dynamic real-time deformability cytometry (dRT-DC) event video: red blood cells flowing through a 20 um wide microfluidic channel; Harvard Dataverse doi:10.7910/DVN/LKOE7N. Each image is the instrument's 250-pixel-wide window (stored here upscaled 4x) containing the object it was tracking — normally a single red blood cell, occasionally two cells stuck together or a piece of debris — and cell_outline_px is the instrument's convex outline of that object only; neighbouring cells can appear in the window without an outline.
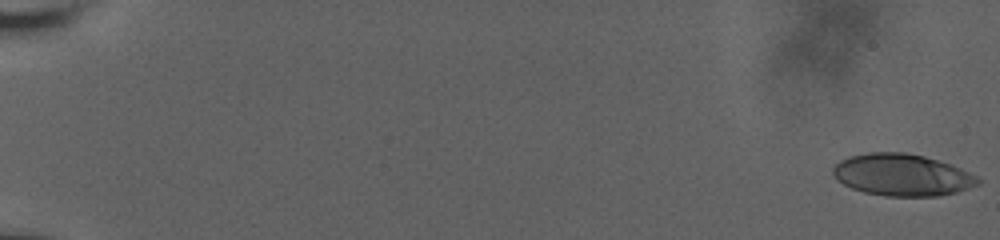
{"species": "human", "species_latin": "Homo sapiens", "temperature_condition": "room temperature", "stored_images_in_passage": 60, "camera_frame_rate_fps": 3000, "um_per_image_px": 0.085, "donor": {"sex": "male"}, "frame": {"image": 1, "passage_image": 1, "time_ms": 0.0, "image_size_px": [1000, 240], "cell_outline_px": [[980, 184], [956, 192], [936, 196], [884, 196], [864, 192], [852, 188], [836, 180], [832, 172], [832, 168], [840, 160], [848, 156], [868, 152], [904, 152], [924, 156], [952, 164], [976, 176], [980, 180]], "centroid_in_image_um": [76.65, 14.86], "position_along_channel_um": 8.3, "area_um2": 35.49}}
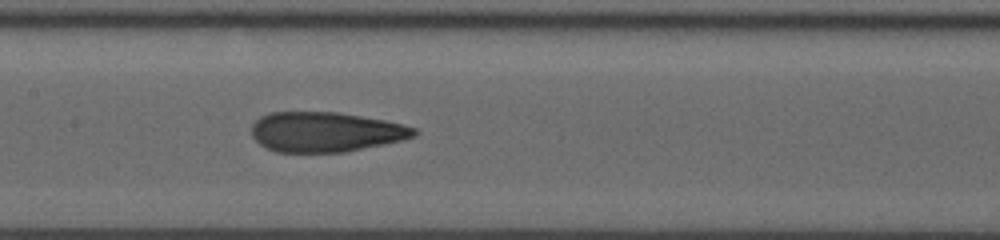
{"frame": {"image": 2, "passage_image": 33, "time_ms": 10.667, "image_size_px": [1000, 240], "cell_outline_px": [[420, 132], [416, 136], [384, 144], [344, 152], [276, 152], [264, 148], [252, 136], [252, 124], [260, 116], [268, 112], [336, 112], [384, 120], [404, 124], [416, 128]], "centroid_in_image_um": [27.66, 11.21], "position_along_channel_um": 179.7, "area_um2": 37.92}}
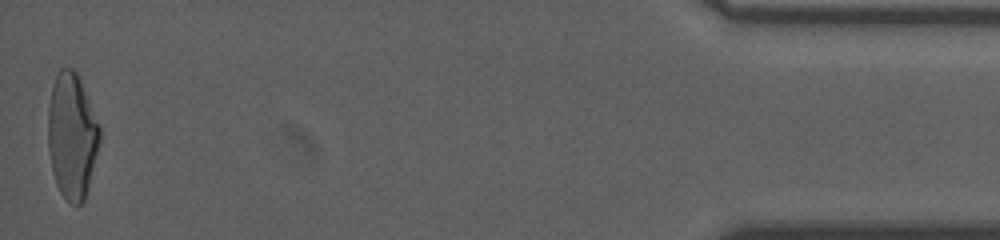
{"frame": {"image": 3, "passage_image": 60, "time_ms": 19.667, "image_size_px": [1000, 240], "cell_outline_px": [[100, 140], [84, 200], [76, 208], [68, 204], [60, 192], [56, 184], [52, 172], [48, 148], [48, 108], [52, 84], [60, 68], [72, 68], [76, 72], [80, 80], [100, 128]], "centroid_in_image_um": [6.09, 11.59], "position_along_channel_um": 429.1, "area_um2": 37.69}, "authors_computed_cell_mechanics": {"area_um2": 37.8012, "velocity_mm_per_s": 3.6765, "shape_relaxation_time_tau1_ms": null, "shape_relaxation_time_tau2_ms": 1.5767, "deformation_change_tau1": null, "deformation_change_tau2": 0.1008}}